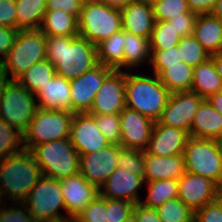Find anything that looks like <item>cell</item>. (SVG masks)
Here are the masks:
<instances>
[{
    "label": "cell",
    "mask_w": 222,
    "mask_h": 222,
    "mask_svg": "<svg viewBox=\"0 0 222 222\" xmlns=\"http://www.w3.org/2000/svg\"><path fill=\"white\" fill-rule=\"evenodd\" d=\"M124 35V57L123 71L133 72L136 67L142 68L144 63L149 66L150 63V44L149 39L134 35L123 30ZM126 69V70H125ZM129 69V70H128Z\"/></svg>",
    "instance_id": "27"
},
{
    "label": "cell",
    "mask_w": 222,
    "mask_h": 222,
    "mask_svg": "<svg viewBox=\"0 0 222 222\" xmlns=\"http://www.w3.org/2000/svg\"><path fill=\"white\" fill-rule=\"evenodd\" d=\"M46 35L40 29L19 30L8 55L1 62L11 80H17L33 64L46 60Z\"/></svg>",
    "instance_id": "5"
},
{
    "label": "cell",
    "mask_w": 222,
    "mask_h": 222,
    "mask_svg": "<svg viewBox=\"0 0 222 222\" xmlns=\"http://www.w3.org/2000/svg\"><path fill=\"white\" fill-rule=\"evenodd\" d=\"M46 59L56 75L72 80L98 64L97 47L81 36L46 35Z\"/></svg>",
    "instance_id": "1"
},
{
    "label": "cell",
    "mask_w": 222,
    "mask_h": 222,
    "mask_svg": "<svg viewBox=\"0 0 222 222\" xmlns=\"http://www.w3.org/2000/svg\"><path fill=\"white\" fill-rule=\"evenodd\" d=\"M40 30L45 35L79 36L78 18L63 10L46 11Z\"/></svg>",
    "instance_id": "28"
},
{
    "label": "cell",
    "mask_w": 222,
    "mask_h": 222,
    "mask_svg": "<svg viewBox=\"0 0 222 222\" xmlns=\"http://www.w3.org/2000/svg\"><path fill=\"white\" fill-rule=\"evenodd\" d=\"M181 37L168 21H155L149 39L150 50H163L178 45Z\"/></svg>",
    "instance_id": "36"
},
{
    "label": "cell",
    "mask_w": 222,
    "mask_h": 222,
    "mask_svg": "<svg viewBox=\"0 0 222 222\" xmlns=\"http://www.w3.org/2000/svg\"><path fill=\"white\" fill-rule=\"evenodd\" d=\"M217 144H218V147H219V150L221 152V155H222V136L219 137L217 140H216Z\"/></svg>",
    "instance_id": "59"
},
{
    "label": "cell",
    "mask_w": 222,
    "mask_h": 222,
    "mask_svg": "<svg viewBox=\"0 0 222 222\" xmlns=\"http://www.w3.org/2000/svg\"><path fill=\"white\" fill-rule=\"evenodd\" d=\"M35 97L38 107L71 111L70 82L64 77L55 74Z\"/></svg>",
    "instance_id": "23"
},
{
    "label": "cell",
    "mask_w": 222,
    "mask_h": 222,
    "mask_svg": "<svg viewBox=\"0 0 222 222\" xmlns=\"http://www.w3.org/2000/svg\"><path fill=\"white\" fill-rule=\"evenodd\" d=\"M113 69L98 63L95 67L84 72L77 78L69 80L71 112L89 113L93 100L102 86L104 79Z\"/></svg>",
    "instance_id": "11"
},
{
    "label": "cell",
    "mask_w": 222,
    "mask_h": 222,
    "mask_svg": "<svg viewBox=\"0 0 222 222\" xmlns=\"http://www.w3.org/2000/svg\"><path fill=\"white\" fill-rule=\"evenodd\" d=\"M55 74V66L46 59L33 64L17 81L35 95Z\"/></svg>",
    "instance_id": "33"
},
{
    "label": "cell",
    "mask_w": 222,
    "mask_h": 222,
    "mask_svg": "<svg viewBox=\"0 0 222 222\" xmlns=\"http://www.w3.org/2000/svg\"><path fill=\"white\" fill-rule=\"evenodd\" d=\"M67 217L75 219L99 195V189L79 172L60 180Z\"/></svg>",
    "instance_id": "19"
},
{
    "label": "cell",
    "mask_w": 222,
    "mask_h": 222,
    "mask_svg": "<svg viewBox=\"0 0 222 222\" xmlns=\"http://www.w3.org/2000/svg\"><path fill=\"white\" fill-rule=\"evenodd\" d=\"M8 203V201L6 200V197L0 187V209L5 206Z\"/></svg>",
    "instance_id": "58"
},
{
    "label": "cell",
    "mask_w": 222,
    "mask_h": 222,
    "mask_svg": "<svg viewBox=\"0 0 222 222\" xmlns=\"http://www.w3.org/2000/svg\"><path fill=\"white\" fill-rule=\"evenodd\" d=\"M30 151L47 178L62 180L79 173V154L70 138L39 144Z\"/></svg>",
    "instance_id": "4"
},
{
    "label": "cell",
    "mask_w": 222,
    "mask_h": 222,
    "mask_svg": "<svg viewBox=\"0 0 222 222\" xmlns=\"http://www.w3.org/2000/svg\"><path fill=\"white\" fill-rule=\"evenodd\" d=\"M151 71L159 75L164 69L165 64H181L178 45L163 50H150Z\"/></svg>",
    "instance_id": "41"
},
{
    "label": "cell",
    "mask_w": 222,
    "mask_h": 222,
    "mask_svg": "<svg viewBox=\"0 0 222 222\" xmlns=\"http://www.w3.org/2000/svg\"><path fill=\"white\" fill-rule=\"evenodd\" d=\"M136 72L125 71L126 107L156 122L171 93L162 84L158 75Z\"/></svg>",
    "instance_id": "3"
},
{
    "label": "cell",
    "mask_w": 222,
    "mask_h": 222,
    "mask_svg": "<svg viewBox=\"0 0 222 222\" xmlns=\"http://www.w3.org/2000/svg\"><path fill=\"white\" fill-rule=\"evenodd\" d=\"M35 222L64 218L67 215L60 180L43 176L22 202ZM61 211L62 213H60ZM64 213V214H63Z\"/></svg>",
    "instance_id": "10"
},
{
    "label": "cell",
    "mask_w": 222,
    "mask_h": 222,
    "mask_svg": "<svg viewBox=\"0 0 222 222\" xmlns=\"http://www.w3.org/2000/svg\"><path fill=\"white\" fill-rule=\"evenodd\" d=\"M135 1V0H99V2H102L103 4H106L113 8L121 9L122 7H125L128 3Z\"/></svg>",
    "instance_id": "54"
},
{
    "label": "cell",
    "mask_w": 222,
    "mask_h": 222,
    "mask_svg": "<svg viewBox=\"0 0 222 222\" xmlns=\"http://www.w3.org/2000/svg\"><path fill=\"white\" fill-rule=\"evenodd\" d=\"M198 14L194 12L180 13L179 16L168 20L181 38L192 36Z\"/></svg>",
    "instance_id": "46"
},
{
    "label": "cell",
    "mask_w": 222,
    "mask_h": 222,
    "mask_svg": "<svg viewBox=\"0 0 222 222\" xmlns=\"http://www.w3.org/2000/svg\"><path fill=\"white\" fill-rule=\"evenodd\" d=\"M143 186H145L143 177L117 167L100 187L99 195L103 198L127 200L137 204L143 198L139 192Z\"/></svg>",
    "instance_id": "18"
},
{
    "label": "cell",
    "mask_w": 222,
    "mask_h": 222,
    "mask_svg": "<svg viewBox=\"0 0 222 222\" xmlns=\"http://www.w3.org/2000/svg\"><path fill=\"white\" fill-rule=\"evenodd\" d=\"M11 82L9 74L0 65V94H3L6 86Z\"/></svg>",
    "instance_id": "53"
},
{
    "label": "cell",
    "mask_w": 222,
    "mask_h": 222,
    "mask_svg": "<svg viewBox=\"0 0 222 222\" xmlns=\"http://www.w3.org/2000/svg\"><path fill=\"white\" fill-rule=\"evenodd\" d=\"M123 222H136L133 215Z\"/></svg>",
    "instance_id": "61"
},
{
    "label": "cell",
    "mask_w": 222,
    "mask_h": 222,
    "mask_svg": "<svg viewBox=\"0 0 222 222\" xmlns=\"http://www.w3.org/2000/svg\"><path fill=\"white\" fill-rule=\"evenodd\" d=\"M203 100L202 97L192 91L173 92L156 122L190 133L195 114Z\"/></svg>",
    "instance_id": "12"
},
{
    "label": "cell",
    "mask_w": 222,
    "mask_h": 222,
    "mask_svg": "<svg viewBox=\"0 0 222 222\" xmlns=\"http://www.w3.org/2000/svg\"><path fill=\"white\" fill-rule=\"evenodd\" d=\"M19 30L0 26V64L8 55Z\"/></svg>",
    "instance_id": "49"
},
{
    "label": "cell",
    "mask_w": 222,
    "mask_h": 222,
    "mask_svg": "<svg viewBox=\"0 0 222 222\" xmlns=\"http://www.w3.org/2000/svg\"><path fill=\"white\" fill-rule=\"evenodd\" d=\"M83 4L82 0H47L46 11L63 10L79 19Z\"/></svg>",
    "instance_id": "47"
},
{
    "label": "cell",
    "mask_w": 222,
    "mask_h": 222,
    "mask_svg": "<svg viewBox=\"0 0 222 222\" xmlns=\"http://www.w3.org/2000/svg\"><path fill=\"white\" fill-rule=\"evenodd\" d=\"M132 215L136 222H162L156 208L147 207L140 202L134 205Z\"/></svg>",
    "instance_id": "50"
},
{
    "label": "cell",
    "mask_w": 222,
    "mask_h": 222,
    "mask_svg": "<svg viewBox=\"0 0 222 222\" xmlns=\"http://www.w3.org/2000/svg\"><path fill=\"white\" fill-rule=\"evenodd\" d=\"M206 100L222 114V91L209 96Z\"/></svg>",
    "instance_id": "52"
},
{
    "label": "cell",
    "mask_w": 222,
    "mask_h": 222,
    "mask_svg": "<svg viewBox=\"0 0 222 222\" xmlns=\"http://www.w3.org/2000/svg\"><path fill=\"white\" fill-rule=\"evenodd\" d=\"M133 203L107 198L106 222H123L132 216Z\"/></svg>",
    "instance_id": "43"
},
{
    "label": "cell",
    "mask_w": 222,
    "mask_h": 222,
    "mask_svg": "<svg viewBox=\"0 0 222 222\" xmlns=\"http://www.w3.org/2000/svg\"><path fill=\"white\" fill-rule=\"evenodd\" d=\"M5 206L0 209V222H35L23 203L8 202Z\"/></svg>",
    "instance_id": "44"
},
{
    "label": "cell",
    "mask_w": 222,
    "mask_h": 222,
    "mask_svg": "<svg viewBox=\"0 0 222 222\" xmlns=\"http://www.w3.org/2000/svg\"><path fill=\"white\" fill-rule=\"evenodd\" d=\"M37 109L35 95L17 80H11L0 98V118L24 133Z\"/></svg>",
    "instance_id": "9"
},
{
    "label": "cell",
    "mask_w": 222,
    "mask_h": 222,
    "mask_svg": "<svg viewBox=\"0 0 222 222\" xmlns=\"http://www.w3.org/2000/svg\"><path fill=\"white\" fill-rule=\"evenodd\" d=\"M23 149V133L0 118V160Z\"/></svg>",
    "instance_id": "35"
},
{
    "label": "cell",
    "mask_w": 222,
    "mask_h": 222,
    "mask_svg": "<svg viewBox=\"0 0 222 222\" xmlns=\"http://www.w3.org/2000/svg\"><path fill=\"white\" fill-rule=\"evenodd\" d=\"M118 168L127 169L129 172L144 178V151L140 149L121 148L117 158Z\"/></svg>",
    "instance_id": "38"
},
{
    "label": "cell",
    "mask_w": 222,
    "mask_h": 222,
    "mask_svg": "<svg viewBox=\"0 0 222 222\" xmlns=\"http://www.w3.org/2000/svg\"><path fill=\"white\" fill-rule=\"evenodd\" d=\"M145 184L147 196L140 203L147 207L158 208L167 200L178 197V180H154Z\"/></svg>",
    "instance_id": "32"
},
{
    "label": "cell",
    "mask_w": 222,
    "mask_h": 222,
    "mask_svg": "<svg viewBox=\"0 0 222 222\" xmlns=\"http://www.w3.org/2000/svg\"><path fill=\"white\" fill-rule=\"evenodd\" d=\"M188 138L189 133L183 129L168 127L155 122L145 151L155 156L183 154Z\"/></svg>",
    "instance_id": "20"
},
{
    "label": "cell",
    "mask_w": 222,
    "mask_h": 222,
    "mask_svg": "<svg viewBox=\"0 0 222 222\" xmlns=\"http://www.w3.org/2000/svg\"><path fill=\"white\" fill-rule=\"evenodd\" d=\"M16 29H40L47 0H17L16 2Z\"/></svg>",
    "instance_id": "29"
},
{
    "label": "cell",
    "mask_w": 222,
    "mask_h": 222,
    "mask_svg": "<svg viewBox=\"0 0 222 222\" xmlns=\"http://www.w3.org/2000/svg\"><path fill=\"white\" fill-rule=\"evenodd\" d=\"M140 1H144L146 3H149V4H154L155 2L159 1V0H140Z\"/></svg>",
    "instance_id": "60"
},
{
    "label": "cell",
    "mask_w": 222,
    "mask_h": 222,
    "mask_svg": "<svg viewBox=\"0 0 222 222\" xmlns=\"http://www.w3.org/2000/svg\"><path fill=\"white\" fill-rule=\"evenodd\" d=\"M187 12L191 11L186 0H159L153 4L155 21H168Z\"/></svg>",
    "instance_id": "39"
},
{
    "label": "cell",
    "mask_w": 222,
    "mask_h": 222,
    "mask_svg": "<svg viewBox=\"0 0 222 222\" xmlns=\"http://www.w3.org/2000/svg\"><path fill=\"white\" fill-rule=\"evenodd\" d=\"M191 91L203 99L222 91V79L211 57L194 67Z\"/></svg>",
    "instance_id": "26"
},
{
    "label": "cell",
    "mask_w": 222,
    "mask_h": 222,
    "mask_svg": "<svg viewBox=\"0 0 222 222\" xmlns=\"http://www.w3.org/2000/svg\"><path fill=\"white\" fill-rule=\"evenodd\" d=\"M97 126L110 144H121L120 113L93 115Z\"/></svg>",
    "instance_id": "40"
},
{
    "label": "cell",
    "mask_w": 222,
    "mask_h": 222,
    "mask_svg": "<svg viewBox=\"0 0 222 222\" xmlns=\"http://www.w3.org/2000/svg\"><path fill=\"white\" fill-rule=\"evenodd\" d=\"M69 138L79 156L97 152L110 145L99 130L96 119L89 113L74 114Z\"/></svg>",
    "instance_id": "16"
},
{
    "label": "cell",
    "mask_w": 222,
    "mask_h": 222,
    "mask_svg": "<svg viewBox=\"0 0 222 222\" xmlns=\"http://www.w3.org/2000/svg\"><path fill=\"white\" fill-rule=\"evenodd\" d=\"M82 1L85 4V3H90V2H97L99 0H82Z\"/></svg>",
    "instance_id": "62"
},
{
    "label": "cell",
    "mask_w": 222,
    "mask_h": 222,
    "mask_svg": "<svg viewBox=\"0 0 222 222\" xmlns=\"http://www.w3.org/2000/svg\"><path fill=\"white\" fill-rule=\"evenodd\" d=\"M189 136L212 140L222 136V114L206 99L197 109Z\"/></svg>",
    "instance_id": "24"
},
{
    "label": "cell",
    "mask_w": 222,
    "mask_h": 222,
    "mask_svg": "<svg viewBox=\"0 0 222 222\" xmlns=\"http://www.w3.org/2000/svg\"><path fill=\"white\" fill-rule=\"evenodd\" d=\"M120 145L110 144L97 152L79 156V172L98 189L105 180L117 169Z\"/></svg>",
    "instance_id": "13"
},
{
    "label": "cell",
    "mask_w": 222,
    "mask_h": 222,
    "mask_svg": "<svg viewBox=\"0 0 222 222\" xmlns=\"http://www.w3.org/2000/svg\"><path fill=\"white\" fill-rule=\"evenodd\" d=\"M156 211L162 222H194V211L178 197L167 200Z\"/></svg>",
    "instance_id": "34"
},
{
    "label": "cell",
    "mask_w": 222,
    "mask_h": 222,
    "mask_svg": "<svg viewBox=\"0 0 222 222\" xmlns=\"http://www.w3.org/2000/svg\"><path fill=\"white\" fill-rule=\"evenodd\" d=\"M74 113L68 110H49L38 107L36 113L23 133L24 148L57 141L70 137Z\"/></svg>",
    "instance_id": "6"
},
{
    "label": "cell",
    "mask_w": 222,
    "mask_h": 222,
    "mask_svg": "<svg viewBox=\"0 0 222 222\" xmlns=\"http://www.w3.org/2000/svg\"><path fill=\"white\" fill-rule=\"evenodd\" d=\"M144 180H179L185 173L184 154L155 156L144 151Z\"/></svg>",
    "instance_id": "22"
},
{
    "label": "cell",
    "mask_w": 222,
    "mask_h": 222,
    "mask_svg": "<svg viewBox=\"0 0 222 222\" xmlns=\"http://www.w3.org/2000/svg\"><path fill=\"white\" fill-rule=\"evenodd\" d=\"M107 198L98 195L75 218V222H106Z\"/></svg>",
    "instance_id": "42"
},
{
    "label": "cell",
    "mask_w": 222,
    "mask_h": 222,
    "mask_svg": "<svg viewBox=\"0 0 222 222\" xmlns=\"http://www.w3.org/2000/svg\"><path fill=\"white\" fill-rule=\"evenodd\" d=\"M193 36L210 55L222 52V21L212 14H198Z\"/></svg>",
    "instance_id": "25"
},
{
    "label": "cell",
    "mask_w": 222,
    "mask_h": 222,
    "mask_svg": "<svg viewBox=\"0 0 222 222\" xmlns=\"http://www.w3.org/2000/svg\"><path fill=\"white\" fill-rule=\"evenodd\" d=\"M191 12L197 14H211L217 0H186Z\"/></svg>",
    "instance_id": "51"
},
{
    "label": "cell",
    "mask_w": 222,
    "mask_h": 222,
    "mask_svg": "<svg viewBox=\"0 0 222 222\" xmlns=\"http://www.w3.org/2000/svg\"><path fill=\"white\" fill-rule=\"evenodd\" d=\"M155 121L136 110L125 107L120 112L122 148L140 149L148 147Z\"/></svg>",
    "instance_id": "17"
},
{
    "label": "cell",
    "mask_w": 222,
    "mask_h": 222,
    "mask_svg": "<svg viewBox=\"0 0 222 222\" xmlns=\"http://www.w3.org/2000/svg\"><path fill=\"white\" fill-rule=\"evenodd\" d=\"M210 57L213 59L217 73L219 74L220 78L222 79V52H220L218 54H213Z\"/></svg>",
    "instance_id": "55"
},
{
    "label": "cell",
    "mask_w": 222,
    "mask_h": 222,
    "mask_svg": "<svg viewBox=\"0 0 222 222\" xmlns=\"http://www.w3.org/2000/svg\"><path fill=\"white\" fill-rule=\"evenodd\" d=\"M42 177L41 168L28 149L0 160V187L10 203H22Z\"/></svg>",
    "instance_id": "2"
},
{
    "label": "cell",
    "mask_w": 222,
    "mask_h": 222,
    "mask_svg": "<svg viewBox=\"0 0 222 222\" xmlns=\"http://www.w3.org/2000/svg\"><path fill=\"white\" fill-rule=\"evenodd\" d=\"M211 14L222 21V0H217Z\"/></svg>",
    "instance_id": "56"
},
{
    "label": "cell",
    "mask_w": 222,
    "mask_h": 222,
    "mask_svg": "<svg viewBox=\"0 0 222 222\" xmlns=\"http://www.w3.org/2000/svg\"><path fill=\"white\" fill-rule=\"evenodd\" d=\"M98 63L113 70L123 71L124 35L123 30L112 34L97 46Z\"/></svg>",
    "instance_id": "31"
},
{
    "label": "cell",
    "mask_w": 222,
    "mask_h": 222,
    "mask_svg": "<svg viewBox=\"0 0 222 222\" xmlns=\"http://www.w3.org/2000/svg\"><path fill=\"white\" fill-rule=\"evenodd\" d=\"M221 195L222 189L215 182L200 175L185 171L178 180V198L194 212Z\"/></svg>",
    "instance_id": "14"
},
{
    "label": "cell",
    "mask_w": 222,
    "mask_h": 222,
    "mask_svg": "<svg viewBox=\"0 0 222 222\" xmlns=\"http://www.w3.org/2000/svg\"><path fill=\"white\" fill-rule=\"evenodd\" d=\"M0 26L16 29V3L0 0Z\"/></svg>",
    "instance_id": "48"
},
{
    "label": "cell",
    "mask_w": 222,
    "mask_h": 222,
    "mask_svg": "<svg viewBox=\"0 0 222 222\" xmlns=\"http://www.w3.org/2000/svg\"><path fill=\"white\" fill-rule=\"evenodd\" d=\"M126 107L125 71L113 70L95 95L89 114L111 115Z\"/></svg>",
    "instance_id": "15"
},
{
    "label": "cell",
    "mask_w": 222,
    "mask_h": 222,
    "mask_svg": "<svg viewBox=\"0 0 222 222\" xmlns=\"http://www.w3.org/2000/svg\"><path fill=\"white\" fill-rule=\"evenodd\" d=\"M178 52L180 54V60L192 67L201 64L211 56L193 35L180 39Z\"/></svg>",
    "instance_id": "37"
},
{
    "label": "cell",
    "mask_w": 222,
    "mask_h": 222,
    "mask_svg": "<svg viewBox=\"0 0 222 222\" xmlns=\"http://www.w3.org/2000/svg\"><path fill=\"white\" fill-rule=\"evenodd\" d=\"M79 24V36L97 46L112 34L122 30L121 9L102 2L83 4Z\"/></svg>",
    "instance_id": "7"
},
{
    "label": "cell",
    "mask_w": 222,
    "mask_h": 222,
    "mask_svg": "<svg viewBox=\"0 0 222 222\" xmlns=\"http://www.w3.org/2000/svg\"><path fill=\"white\" fill-rule=\"evenodd\" d=\"M193 71L194 67L181 61V64H165L158 76L170 93L191 91Z\"/></svg>",
    "instance_id": "30"
},
{
    "label": "cell",
    "mask_w": 222,
    "mask_h": 222,
    "mask_svg": "<svg viewBox=\"0 0 222 222\" xmlns=\"http://www.w3.org/2000/svg\"><path fill=\"white\" fill-rule=\"evenodd\" d=\"M183 154L185 171L210 179L222 189V155L216 140L189 136Z\"/></svg>",
    "instance_id": "8"
},
{
    "label": "cell",
    "mask_w": 222,
    "mask_h": 222,
    "mask_svg": "<svg viewBox=\"0 0 222 222\" xmlns=\"http://www.w3.org/2000/svg\"><path fill=\"white\" fill-rule=\"evenodd\" d=\"M194 222H222V195L194 212Z\"/></svg>",
    "instance_id": "45"
},
{
    "label": "cell",
    "mask_w": 222,
    "mask_h": 222,
    "mask_svg": "<svg viewBox=\"0 0 222 222\" xmlns=\"http://www.w3.org/2000/svg\"><path fill=\"white\" fill-rule=\"evenodd\" d=\"M1 1H3V2L14 1V2H16L17 0H1Z\"/></svg>",
    "instance_id": "63"
},
{
    "label": "cell",
    "mask_w": 222,
    "mask_h": 222,
    "mask_svg": "<svg viewBox=\"0 0 222 222\" xmlns=\"http://www.w3.org/2000/svg\"><path fill=\"white\" fill-rule=\"evenodd\" d=\"M40 222H75V219L66 216L64 218H57V219L40 221Z\"/></svg>",
    "instance_id": "57"
},
{
    "label": "cell",
    "mask_w": 222,
    "mask_h": 222,
    "mask_svg": "<svg viewBox=\"0 0 222 222\" xmlns=\"http://www.w3.org/2000/svg\"><path fill=\"white\" fill-rule=\"evenodd\" d=\"M122 30L150 39L155 24L153 5L135 0L121 8Z\"/></svg>",
    "instance_id": "21"
}]
</instances>
